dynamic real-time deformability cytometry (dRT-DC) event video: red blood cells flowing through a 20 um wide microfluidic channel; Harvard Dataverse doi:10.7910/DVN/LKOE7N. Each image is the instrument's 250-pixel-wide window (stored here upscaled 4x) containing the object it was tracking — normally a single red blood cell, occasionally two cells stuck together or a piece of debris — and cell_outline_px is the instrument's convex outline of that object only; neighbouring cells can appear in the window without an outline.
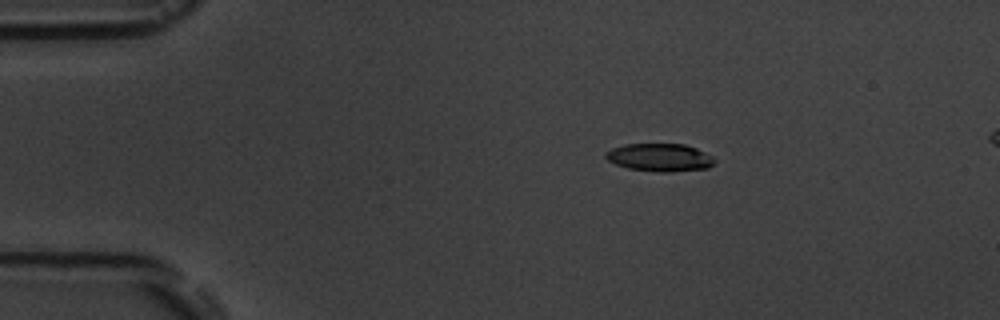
{"species": "common noctule bat (a hibernating species)", "species_latin": "Nyctalus noctula", "temperature_condition": "room temperature", "stored_images_in_passage": 3, "segment_of_instrument_passage": [1, 2], "camera_frame_rate_fps": 3000, "um_per_image_px": 0.085, "animal": {"sex": "male", "body_mass_g": 19.5, "forearm_length_mm": 54.6}, "frame": {"image": 1, "passage_image": 1, "time_ms": 0.0, "image_size_px": [1000, 320], "cell_outline_px": [[716, 160], [708, 168], [668, 172], [660, 172], [628, 168], [616, 164], [608, 160], [604, 156], [604, 152], [612, 148], [624, 144], [684, 144], [696, 148], [712, 156]], "centroid_in_image_um": [56.06, 13.38], "position_along_channel_um": 28.9, "area_um2": 17.63}}